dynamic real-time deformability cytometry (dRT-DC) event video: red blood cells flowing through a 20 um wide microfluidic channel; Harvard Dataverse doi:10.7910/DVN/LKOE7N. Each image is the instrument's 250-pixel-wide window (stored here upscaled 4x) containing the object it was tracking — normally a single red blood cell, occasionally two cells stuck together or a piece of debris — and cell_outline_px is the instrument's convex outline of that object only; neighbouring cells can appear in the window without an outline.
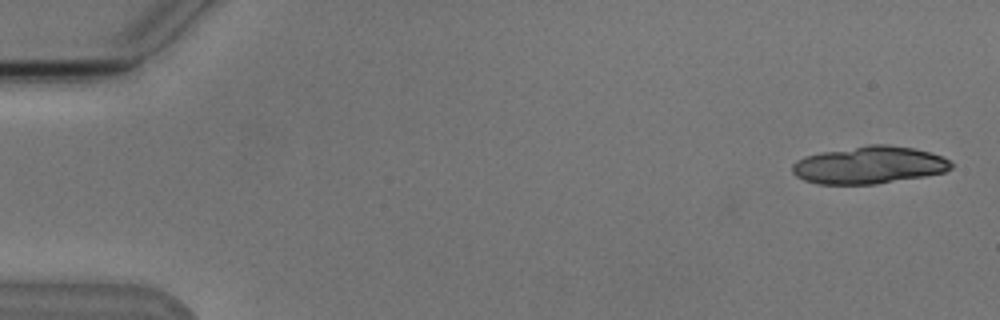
{"species": "Egyptian fruit bat (a non-hibernating species)", "species_latin": "Rousettus aegyptiacus", "temperature_condition": "cold", "stored_images_in_passage": 6, "camera_frame_rate_fps": 3000, "um_per_image_px": 0.085, "animal": {"sex": "male"}, "frame": {"image": 1, "passage_image": 1, "time_ms": 0.0, "image_size_px": [1000, 320], "cell_outline_px": [[952, 168], [944, 172], [924, 176], [876, 184], [816, 184], [804, 180], [796, 176], [792, 172], [792, 164], [796, 160], [804, 156], [820, 152], [868, 144], [888, 144], [916, 148], [944, 156], [952, 164]], "centroid_in_image_um": [73.86, 14.02], "position_along_channel_um": 11.1, "area_um2": 34.97}}